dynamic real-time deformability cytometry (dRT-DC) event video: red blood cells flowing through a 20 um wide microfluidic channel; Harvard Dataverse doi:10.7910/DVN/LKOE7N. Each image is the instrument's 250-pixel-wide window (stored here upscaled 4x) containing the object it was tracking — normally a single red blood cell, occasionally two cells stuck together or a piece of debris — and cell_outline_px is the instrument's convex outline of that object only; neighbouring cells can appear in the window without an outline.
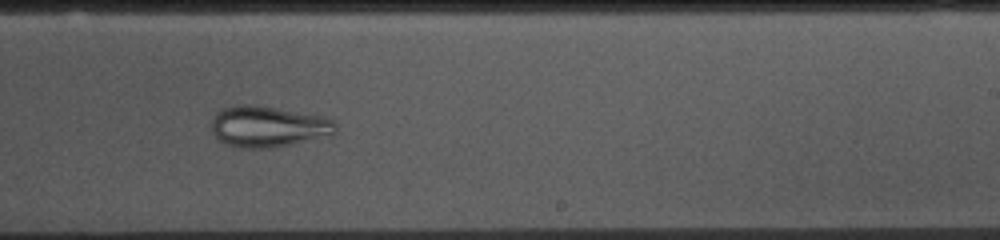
{"species": "common noctule bat (a hibernating species)", "species_latin": "Nyctalus noctula", "temperature_condition": "cold", "stored_images_in_passage": 53, "camera_frame_rate_fps": 3000, "um_per_image_px": 0.085, "animal": {"sex": "female", "body_mass_g": 10.0, "forearm_length_mm": 53.1}, "frame": {"image": 1, "passage_image": 31, "time_ms": 10.0, "image_size_px": [1000, 240], "cell_outline_px": [[336, 132], [332, 136], [276, 148], [240, 148], [224, 144], [212, 132], [212, 116], [216, 112], [224, 108], [236, 104], [256, 104], [320, 116], [332, 120], [336, 124]], "centroid_in_image_um": [22.79, 10.77], "position_along_channel_um": 266.2, "area_um2": 30.17}}